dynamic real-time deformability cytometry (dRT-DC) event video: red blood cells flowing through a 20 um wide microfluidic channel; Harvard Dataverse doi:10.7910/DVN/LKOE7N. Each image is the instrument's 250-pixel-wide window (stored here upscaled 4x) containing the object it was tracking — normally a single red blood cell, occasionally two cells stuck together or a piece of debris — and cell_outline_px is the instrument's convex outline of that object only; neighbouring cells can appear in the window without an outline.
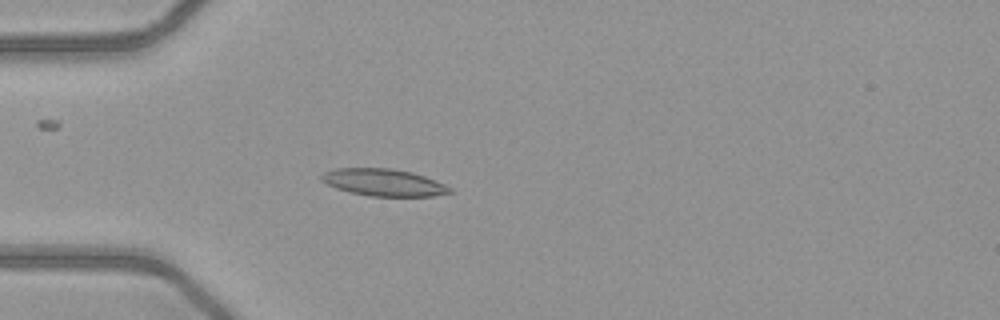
{"species": "common noctule bat (a hibernating species)", "species_latin": "Nyctalus noctula", "temperature_condition": "warm", "stored_images_in_passage": 44, "camera_frame_rate_fps": 3000, "um_per_image_px": 0.085, "animal": {"sex": "female", "body_mass_g": 21.9}, "frame": {"image": 1, "passage_image": 8, "time_ms": 2.333, "image_size_px": [1000, 320], "cell_outline_px": [[452, 192], [432, 196], [368, 196], [336, 188], [320, 180], [320, 176], [324, 172], [336, 168], [392, 168], [412, 172], [424, 176], [444, 184], [452, 188]], "centroid_in_image_um": [32.6, 15.5], "position_along_channel_um": 52.4, "area_um2": 20.17}}
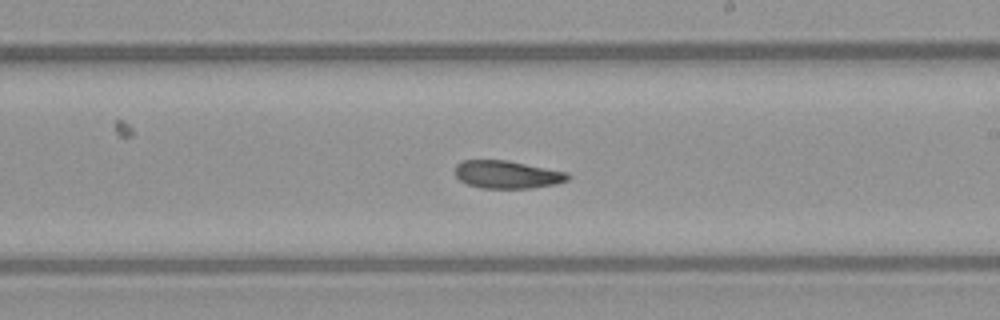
{"frame": {"image": 2, "passage_image": 23, "time_ms": 7.333, "image_size_px": [1000, 320], "cell_outline_px": [[572, 176], [568, 180], [556, 184], [532, 188], [480, 188], [468, 184], [460, 180], [456, 176], [456, 164], [464, 160], [508, 160], [568, 172]], "centroid_in_image_um": [43.15, 14.83], "position_along_channel_um": 245.9, "area_um2": 18.38}}
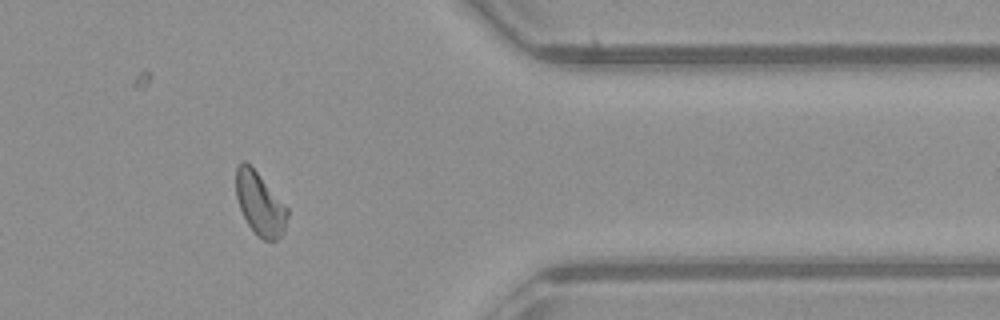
{"frame": {"image": 3, "passage_image": 35, "time_ms": 11.333, "image_size_px": [1000, 320], "cell_outline_px": [[288, 216], [284, 232], [276, 240], [264, 240], [256, 236], [248, 224], [240, 208], [236, 196], [236, 168], [244, 160], [256, 172], [288, 208]], "centroid_in_image_um": [22.1, 17.37], "position_along_channel_um": 389.3, "area_um2": 18.5}, "authors_computed_cell_mechanics": {"area_um2": 19.2474, "velocity_mm_per_s": 4.0669, "shape_relaxation_time_tau1_ms": 5.0222, "shape_relaxation_time_tau2_ms": 8.1504, "deformation_change_tau1": 0.1322, "deformation_change_tau2": 0.164}}